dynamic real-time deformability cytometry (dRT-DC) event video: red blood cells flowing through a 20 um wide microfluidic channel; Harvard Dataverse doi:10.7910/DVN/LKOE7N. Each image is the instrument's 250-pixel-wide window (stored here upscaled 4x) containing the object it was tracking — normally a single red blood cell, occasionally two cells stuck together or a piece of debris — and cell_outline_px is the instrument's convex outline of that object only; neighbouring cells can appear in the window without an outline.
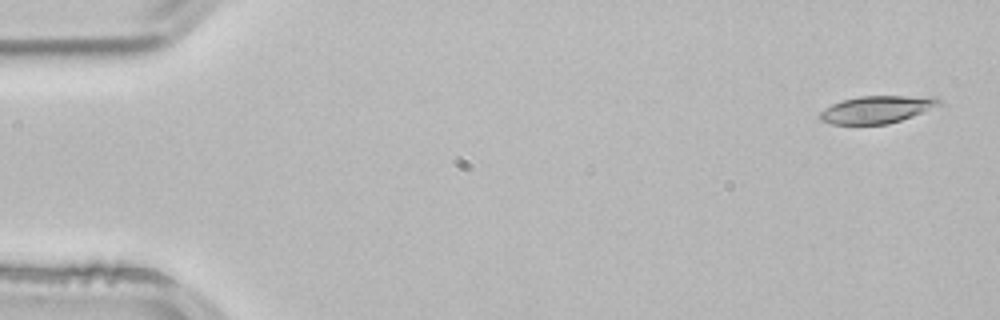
{"species": "common noctule bat (a hibernating species)", "species_latin": "Nyctalus noctula", "temperature_condition": "room temperature", "stored_images_in_passage": 3, "camera_frame_rate_fps": 3000, "um_per_image_px": 0.085, "animal": {"sex": "male", "body_mass_g": 21.5, "forearm_length_mm": 52.0}, "frame": {"image": 1, "passage_image": 1, "time_ms": 0.0, "image_size_px": [1000, 320], "cell_outline_px": [[944, 104], [912, 116], [888, 124], [832, 124], [820, 120], [820, 112], [824, 108], [832, 104], [844, 100], [860, 96], [936, 96]], "centroid_in_image_um": [74.57, 9.3], "position_along_channel_um": 10.4, "area_um2": 19.02}}